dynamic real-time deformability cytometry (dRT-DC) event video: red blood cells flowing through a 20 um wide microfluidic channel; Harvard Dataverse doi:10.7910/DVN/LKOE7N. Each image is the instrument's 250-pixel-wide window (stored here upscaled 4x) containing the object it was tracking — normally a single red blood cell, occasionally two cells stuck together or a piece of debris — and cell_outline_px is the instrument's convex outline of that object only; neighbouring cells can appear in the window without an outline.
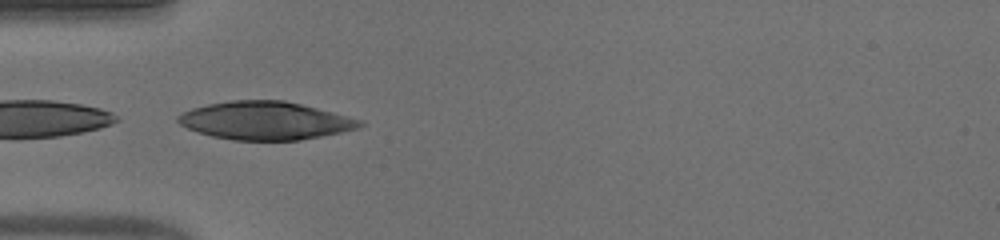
{"species": "human", "species_latin": "Homo sapiens", "temperature_condition": "warm", "stored_images_in_passage": 37, "camera_frame_rate_fps": 3000, "um_per_image_px": 0.085, "donor": {"sex": "male"}, "frame": {"image": 1, "passage_image": 1, "time_ms": 0.0, "image_size_px": [1000, 240], "cell_outline_px": [[364, 124], [356, 128], [340, 132], [300, 140], [232, 140], [212, 136], [188, 128], [180, 124], [176, 120], [176, 116], [192, 108], [208, 104], [228, 100], [284, 100], [364, 120]], "centroid_in_image_um": [22.52, 10.25], "position_along_channel_um": 62.5, "area_um2": 40.06}}
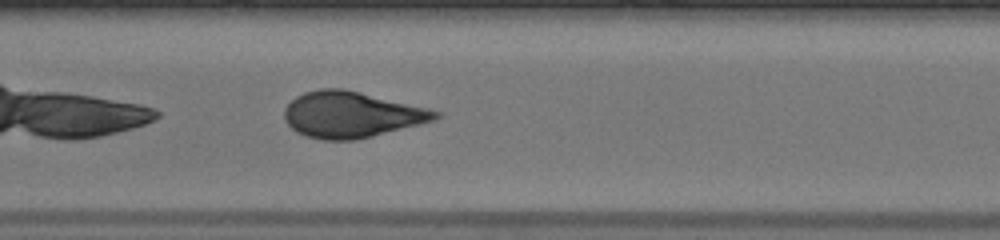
{"frame": {"image": 2, "passage_image": 10, "time_ms": 3.0, "image_size_px": [1000, 240], "cell_outline_px": [[440, 116], [432, 120], [372, 136], [356, 140], [324, 140], [308, 136], [296, 132], [284, 120], [284, 108], [296, 96], [304, 92], [320, 88], [344, 88], [428, 108], [440, 112]], "centroid_in_image_um": [29.81, 9.73], "position_along_channel_um": 177.6, "area_um2": 40.17}}
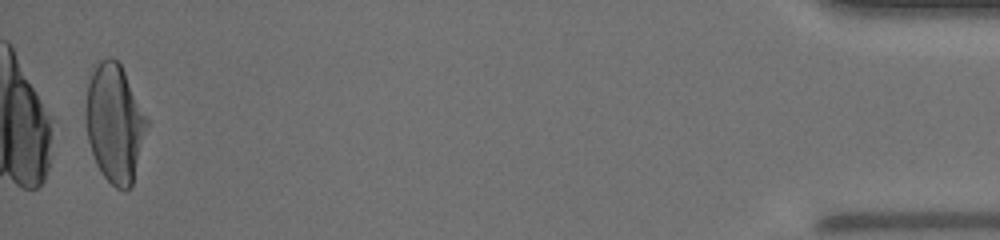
{"frame": {"image": 3, "passage_image": 36, "time_ms": 11.667, "image_size_px": [1000, 240], "cell_outline_px": [[148, 128], [132, 184], [124, 192], [116, 188], [100, 172], [96, 164], [88, 140], [84, 120], [84, 116], [88, 84], [92, 72], [96, 64], [100, 60], [108, 56], [112, 56], [120, 64], [148, 120]], "centroid_in_image_um": [9.73, 10.48], "position_along_channel_um": 425.5, "area_um2": 42.14}, "authors_computed_cell_mechanics": {"area_um2": 40.9224, "velocity_mm_per_s": 3.8699, "shape_relaxation_time_tau1_ms": 5.0699, "shape_relaxation_time_tau2_ms": null, "deformation_change_tau1": 0.2548, "deformation_change_tau2": null}}